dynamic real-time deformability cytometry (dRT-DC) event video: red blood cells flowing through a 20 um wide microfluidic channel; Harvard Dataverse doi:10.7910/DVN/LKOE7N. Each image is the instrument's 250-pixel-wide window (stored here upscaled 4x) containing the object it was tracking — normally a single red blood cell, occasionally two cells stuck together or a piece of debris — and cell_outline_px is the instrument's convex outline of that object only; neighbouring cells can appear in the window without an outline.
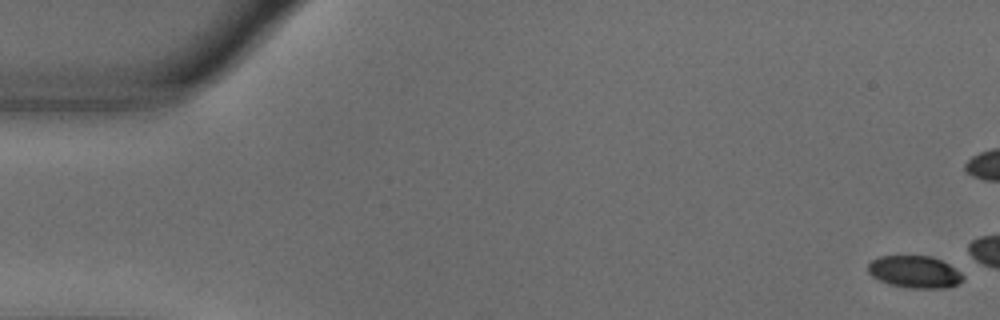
{"species": "common noctule bat (a hibernating species)", "species_latin": "Nyctalus noctula", "temperature_condition": "warm", "stored_images_in_passage": 44, "camera_frame_rate_fps": 3000, "um_per_image_px": 0.085, "animal": {"sex": "male", "body_mass_g": 18.8}, "frame": {"image": 1, "passage_image": 1, "time_ms": 0.0, "image_size_px": [1000, 320], "cell_outline_px": [[964, 280], [948, 288], [908, 288], [888, 284], [872, 276], [868, 272], [868, 264], [872, 260], [880, 256], [932, 256], [948, 264], [960, 272], [964, 276]], "centroid_in_image_um": [77.74, 23.12], "position_along_channel_um": 7.3, "area_um2": 17.8}}
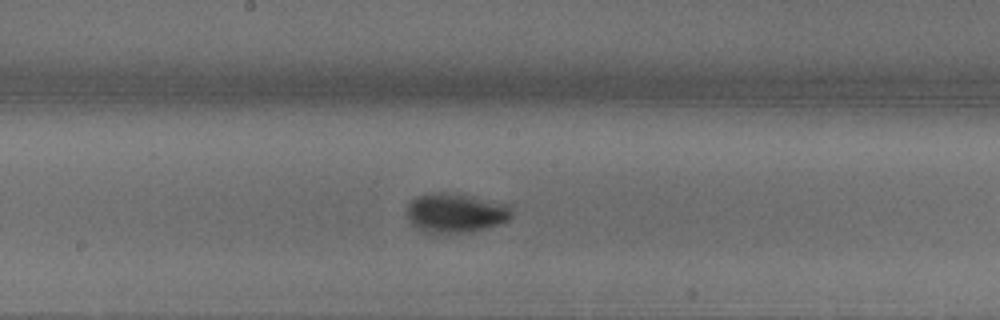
{"frame": {"image": 2, "passage_image": 29, "time_ms": 9.333, "image_size_px": [1000, 320], "cell_outline_px": [[512, 216], [508, 220], [500, 224], [488, 228], [468, 232], [436, 236], [424, 232], [412, 224], [408, 220], [408, 204], [416, 196], [440, 192], [444, 192], [512, 204]], "centroid_in_image_um": [38.74, 18.15], "position_along_channel_um": 209.5, "area_um2": 24.51}}
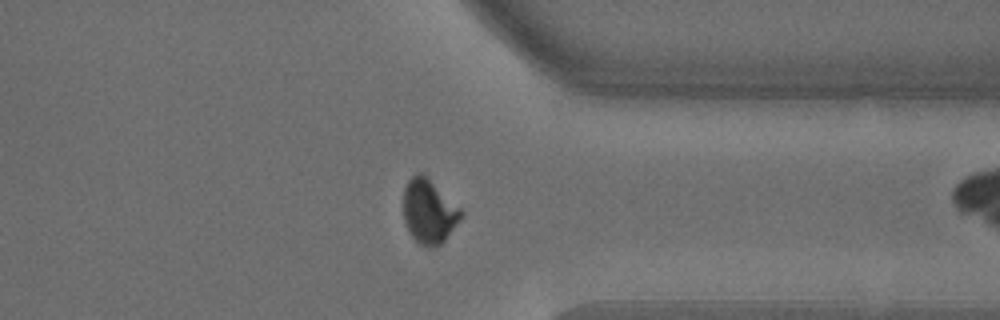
{"frame": {"image": 3, "passage_image": 43, "time_ms": 14.0, "image_size_px": [1000, 320], "cell_outline_px": [[464, 216], [444, 240], [440, 244], [428, 248], [420, 244], [408, 232], [404, 220], [404, 188], [408, 180], [416, 172], [424, 172], [464, 212]], "centroid_in_image_um": [36.46, 17.94], "position_along_channel_um": 374.9, "area_um2": 21.73}}